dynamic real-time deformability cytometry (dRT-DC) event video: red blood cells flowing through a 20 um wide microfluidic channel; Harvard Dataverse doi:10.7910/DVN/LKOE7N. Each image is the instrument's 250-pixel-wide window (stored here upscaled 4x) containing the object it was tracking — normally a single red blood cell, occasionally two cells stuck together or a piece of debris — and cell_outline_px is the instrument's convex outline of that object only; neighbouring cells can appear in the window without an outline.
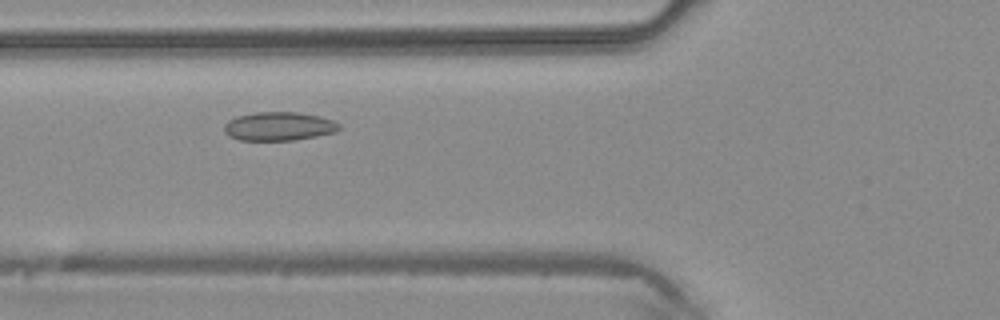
{"species": "common noctule bat (a hibernating species)", "species_latin": "Nyctalus noctula", "temperature_condition": "warm", "stored_images_in_passage": 31, "camera_frame_rate_fps": 3000, "um_per_image_px": 0.085, "animal": {"sex": "male", "body_mass_g": 20.4}, "frame": {"image": 1, "passage_image": 4, "time_ms": 1.0, "image_size_px": [1000, 320], "cell_outline_px": [[340, 128], [336, 132], [316, 136], [292, 140], [240, 140], [228, 136], [224, 132], [224, 124], [228, 120], [236, 116], [256, 112], [296, 112], [320, 116], [332, 120], [340, 124]], "centroid_in_image_um": [23.68, 10.73], "position_along_channel_um": 102.1, "area_um2": 19.25}}
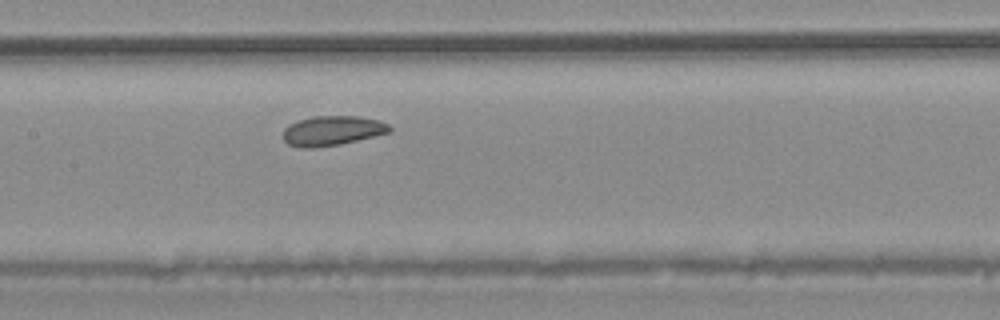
{"frame": {"image": 2, "passage_image": 9, "time_ms": 2.667, "image_size_px": [1000, 320], "cell_outline_px": [[392, 132], [340, 144], [312, 148], [300, 148], [288, 144], [284, 140], [284, 128], [288, 124], [312, 116], [356, 116], [376, 120], [388, 124], [392, 128]], "centroid_in_image_um": [28.23, 11.11], "position_along_channel_um": 179.2, "area_um2": 18.38}}
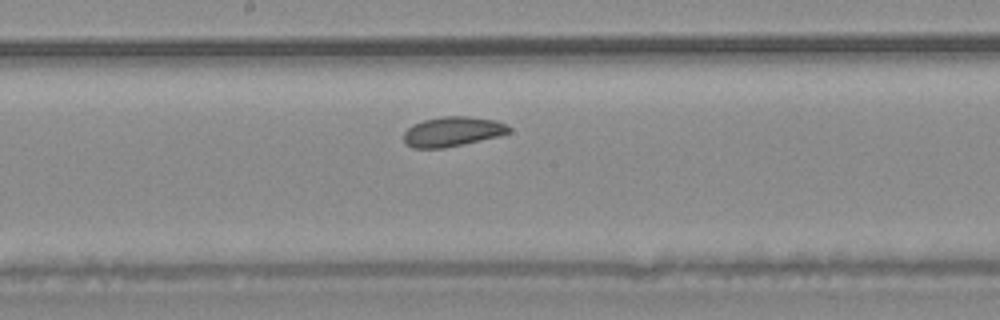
{"frame": {"image": 3, "passage_image": 11, "time_ms": 3.333, "image_size_px": [1000, 320], "cell_outline_px": [[512, 132], [500, 136], [464, 144], [444, 148], [412, 148], [404, 140], [404, 132], [412, 124], [424, 120], [444, 116], [468, 116], [496, 120], [508, 124], [512, 128]], "centroid_in_image_um": [38.52, 11.18], "position_along_channel_um": 209.7, "area_um2": 18.44}}